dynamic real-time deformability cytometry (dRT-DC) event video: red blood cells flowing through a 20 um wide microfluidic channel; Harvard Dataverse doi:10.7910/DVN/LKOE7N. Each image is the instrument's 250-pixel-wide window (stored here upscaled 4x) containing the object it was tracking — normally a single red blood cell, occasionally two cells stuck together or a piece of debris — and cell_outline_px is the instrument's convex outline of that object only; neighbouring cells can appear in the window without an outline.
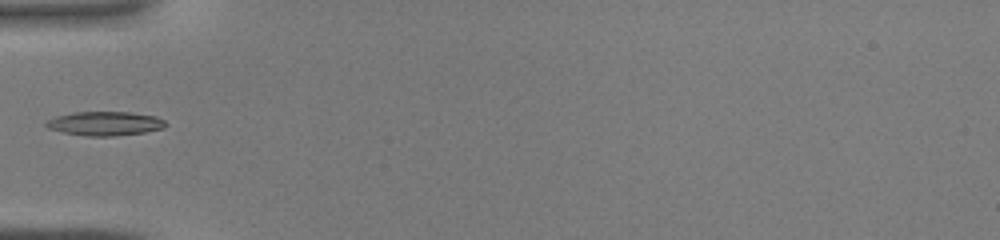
{"species": "common noctule bat (a hibernating species)", "species_latin": "Nyctalus noctula", "temperature_condition": "warm", "stored_images_in_passage": 29, "camera_frame_rate_fps": 3000, "um_per_image_px": 0.085, "animal": {"sex": "male", "body_mass_g": 19.0, "forearm_length_mm": 50.8}, "frame": {"image": 1, "passage_image": 1, "time_ms": 0.0, "image_size_px": [1000, 240], "cell_outline_px": [[168, 124], [164, 128], [144, 132], [112, 136], [88, 136], [64, 132], [48, 128], [44, 124], [48, 120], [56, 116], [72, 112], [128, 112], [156, 116], [164, 120]], "centroid_in_image_um": [8.94, 10.49], "position_along_channel_um": 76.1, "area_um2": 16.65}}